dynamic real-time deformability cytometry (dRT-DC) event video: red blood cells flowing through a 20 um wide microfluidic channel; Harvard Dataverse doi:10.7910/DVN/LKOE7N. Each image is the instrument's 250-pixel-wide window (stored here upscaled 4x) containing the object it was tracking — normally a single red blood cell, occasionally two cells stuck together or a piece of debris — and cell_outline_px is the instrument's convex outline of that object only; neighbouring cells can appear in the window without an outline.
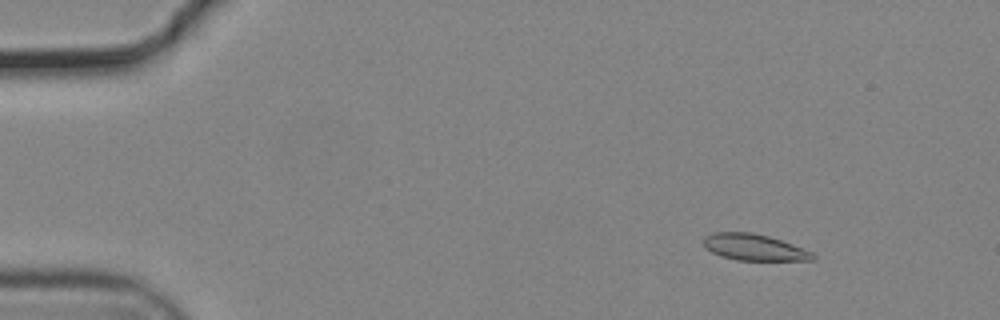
{"species": "common noctule bat (a hibernating species)", "species_latin": "Nyctalus noctula", "temperature_condition": "cold", "stored_images_in_passage": 29, "camera_frame_rate_fps": 3000, "um_per_image_px": 0.085, "animal": {"sex": "male", "body_mass_g": 19.2, "forearm_length_mm": 51.8}, "frame": {"image": 1, "passage_image": 8, "time_ms": 2.333, "image_size_px": [1000, 320], "cell_outline_px": [[816, 260], [736, 260], [720, 256], [712, 252], [700, 240], [704, 236], [712, 232], [752, 232], [768, 236], [792, 244], [812, 252], [816, 256]], "centroid_in_image_um": [64.07, 21.01], "position_along_channel_um": 20.9, "area_um2": 16.82}}
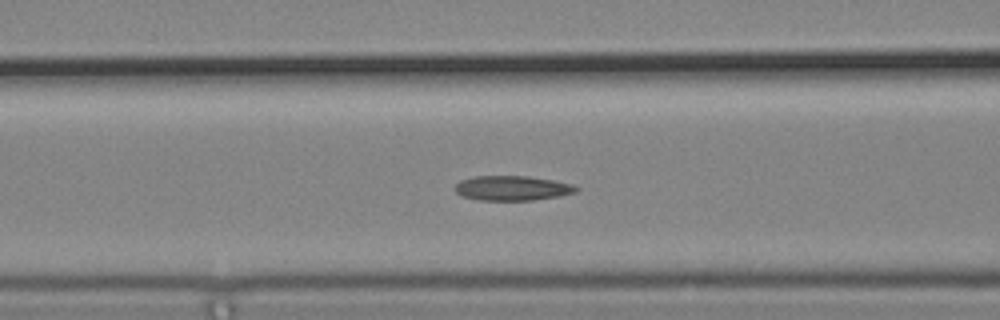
{"frame": {"image": 2, "passage_image": 24, "time_ms": 7.667, "image_size_px": [1000, 320], "cell_outline_px": [[580, 188], [576, 192], [560, 196], [532, 200], [480, 200], [460, 196], [452, 188], [460, 180], [472, 176], [528, 176], [552, 180], [572, 184]], "centroid_in_image_um": [43.5, 15.99], "position_along_channel_um": 123.1, "area_um2": 17.63}}
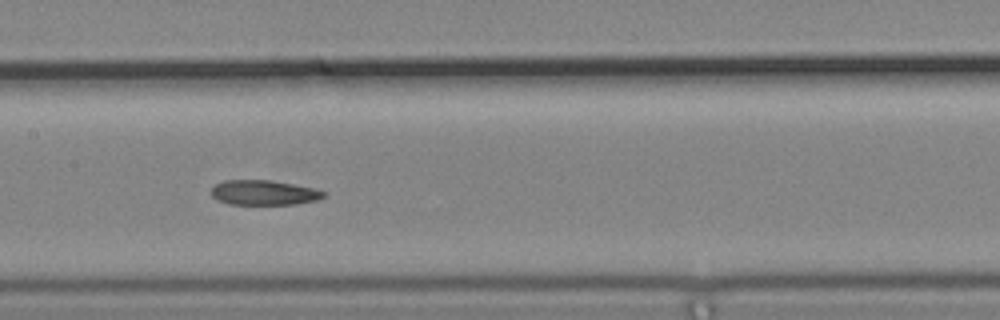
{"frame": {"image": 3, "passage_image": 29, "time_ms": 9.333, "image_size_px": [1000, 320], "cell_outline_px": [[328, 196], [316, 200], [296, 204], [228, 204], [216, 200], [212, 196], [212, 188], [216, 184], [224, 180], [268, 180], [292, 184], [312, 188], [328, 192]], "centroid_in_image_um": [22.45, 16.38], "position_along_channel_um": 185.0, "area_um2": 16.3}}